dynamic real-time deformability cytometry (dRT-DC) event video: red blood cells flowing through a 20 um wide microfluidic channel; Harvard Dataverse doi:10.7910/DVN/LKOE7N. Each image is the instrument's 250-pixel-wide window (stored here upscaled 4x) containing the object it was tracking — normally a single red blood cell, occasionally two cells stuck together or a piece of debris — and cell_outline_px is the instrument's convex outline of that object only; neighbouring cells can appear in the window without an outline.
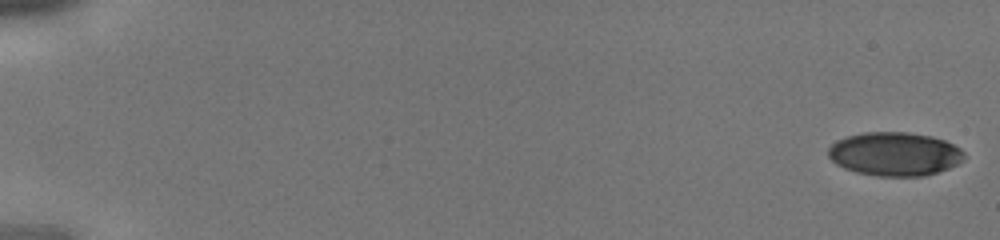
{"species": "human", "species_latin": "Homo sapiens", "temperature_condition": "cold", "stored_images_in_passage": 43, "camera_frame_rate_fps": 3000, "um_per_image_px": 0.085, "donor": {"sex": "male"}, "frame": {"image": 1, "passage_image": 1, "time_ms": 0.0, "image_size_px": [1000, 240], "cell_outline_px": [[964, 160], [948, 168], [924, 176], [876, 176], [856, 172], [844, 168], [836, 164], [828, 156], [828, 148], [836, 140], [848, 136], [864, 132], [908, 132], [932, 136], [944, 140], [960, 148], [964, 152]], "centroid_in_image_um": [76.03, 13.08], "position_along_channel_um": 9.0, "area_um2": 34.62}}
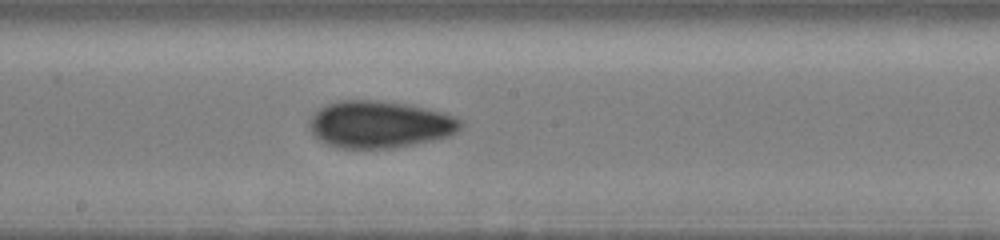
{"frame": {"image": 2, "passage_image": 25, "time_ms": 8.0, "image_size_px": [1000, 240], "cell_outline_px": [[464, 124], [456, 132], [448, 136], [432, 140], [396, 148], [340, 148], [328, 144], [320, 140], [308, 128], [308, 120], [320, 108], [328, 104], [340, 100], [372, 100], [404, 104], [424, 108], [456, 116]], "centroid_in_image_um": [32.26, 10.58], "position_along_channel_um": 215.9, "area_um2": 41.21}}
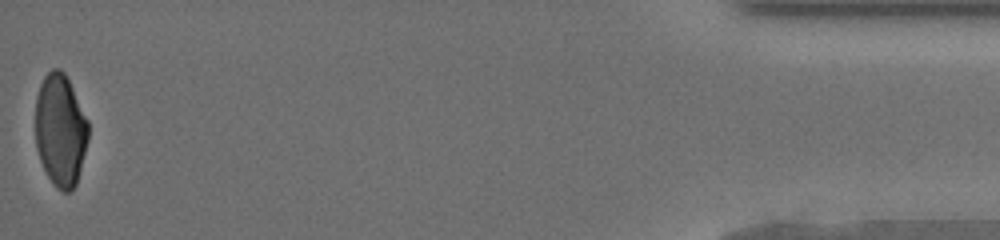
{"frame": {"image": 3, "passage_image": 43, "time_ms": 14.0, "image_size_px": [1000, 240], "cell_outline_px": [[88, 140], [76, 184], [68, 192], [64, 192], [56, 188], [52, 184], [40, 160], [36, 148], [36, 96], [40, 84], [44, 76], [52, 68], [60, 68], [64, 72], [88, 120]], "centroid_in_image_um": [5.12, 11.06], "position_along_channel_um": 430.1, "area_um2": 34.51}}